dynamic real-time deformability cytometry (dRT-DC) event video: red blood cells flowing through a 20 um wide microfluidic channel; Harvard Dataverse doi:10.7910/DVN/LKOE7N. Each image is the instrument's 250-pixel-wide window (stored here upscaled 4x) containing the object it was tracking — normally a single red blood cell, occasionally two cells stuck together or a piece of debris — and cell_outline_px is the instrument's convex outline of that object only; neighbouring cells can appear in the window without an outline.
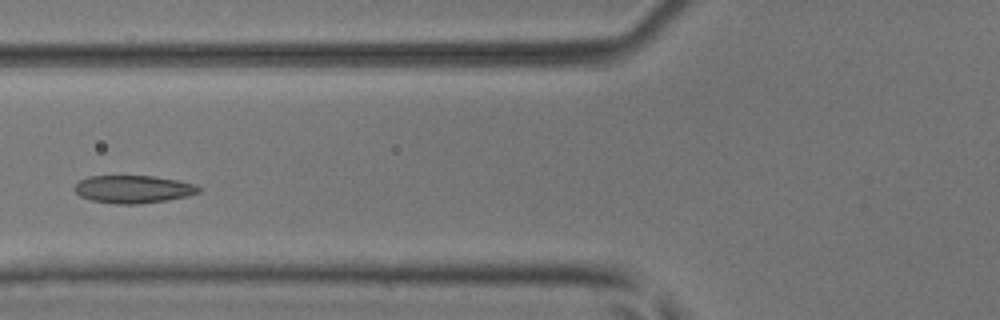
{"species": "common noctule bat (a hibernating species)", "species_latin": "Nyctalus noctula", "temperature_condition": "room temperature", "stored_images_in_passage": 4, "camera_frame_rate_fps": 3000, "um_per_image_px": 0.085, "animal": {"sex": "male", "body_mass_g": 17.9, "forearm_length_mm": 54.2}, "frame": {"image": 1, "passage_image": 3, "time_ms": 0.667, "image_size_px": [1000, 320], "cell_outline_px": [[200, 192], [188, 196], [164, 200], [136, 204], [116, 204], [92, 200], [80, 196], [72, 188], [80, 180], [88, 176], [152, 176], [180, 180], [196, 184], [200, 188]], "centroid_in_image_um": [11.33, 16.07], "position_along_channel_um": 114.5, "area_um2": 20.06}}
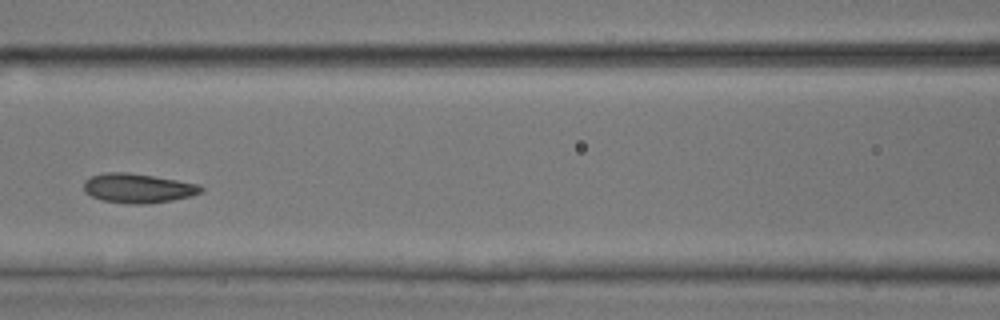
{"frame": {"image": 2, "passage_image": 4, "time_ms": 1.0, "image_size_px": [1000, 320], "cell_outline_px": [[204, 188], [200, 192], [192, 196], [172, 200], [148, 204], [124, 204], [100, 200], [84, 192], [84, 180], [92, 176], [104, 172], [124, 172], [152, 176], [200, 184]], "centroid_in_image_um": [11.7, 16.01], "position_along_channel_um": 154.9, "area_um2": 20.17}}